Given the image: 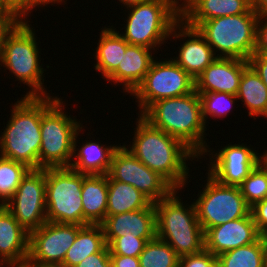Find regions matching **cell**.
I'll return each instance as SVG.
<instances>
[{
  "label": "cell",
  "instance_id": "6da1fadb",
  "mask_svg": "<svg viewBox=\"0 0 267 267\" xmlns=\"http://www.w3.org/2000/svg\"><path fill=\"white\" fill-rule=\"evenodd\" d=\"M138 117L132 145L125 148L177 191L183 189L189 178L186 160L199 157L180 140L152 126L141 115Z\"/></svg>",
  "mask_w": 267,
  "mask_h": 267
},
{
  "label": "cell",
  "instance_id": "7a4b0ae2",
  "mask_svg": "<svg viewBox=\"0 0 267 267\" xmlns=\"http://www.w3.org/2000/svg\"><path fill=\"white\" fill-rule=\"evenodd\" d=\"M141 116L183 142L198 157L210 152L204 140L207 128L202 117L201 98L195 90L183 96L157 100Z\"/></svg>",
  "mask_w": 267,
  "mask_h": 267
},
{
  "label": "cell",
  "instance_id": "3957f363",
  "mask_svg": "<svg viewBox=\"0 0 267 267\" xmlns=\"http://www.w3.org/2000/svg\"><path fill=\"white\" fill-rule=\"evenodd\" d=\"M0 137V156L39 169L42 97H22L13 104Z\"/></svg>",
  "mask_w": 267,
  "mask_h": 267
},
{
  "label": "cell",
  "instance_id": "277c9868",
  "mask_svg": "<svg viewBox=\"0 0 267 267\" xmlns=\"http://www.w3.org/2000/svg\"><path fill=\"white\" fill-rule=\"evenodd\" d=\"M29 21L19 19L12 23L2 34L0 62L9 72L30 87L25 97H49L44 85V75L34 29ZM43 76V77H42ZM43 78V79H42ZM42 80V81H41Z\"/></svg>",
  "mask_w": 267,
  "mask_h": 267
},
{
  "label": "cell",
  "instance_id": "5b68a950",
  "mask_svg": "<svg viewBox=\"0 0 267 267\" xmlns=\"http://www.w3.org/2000/svg\"><path fill=\"white\" fill-rule=\"evenodd\" d=\"M177 194L175 189L168 197L154 203L156 235L183 257L202 251L205 239L194 203L186 207Z\"/></svg>",
  "mask_w": 267,
  "mask_h": 267
},
{
  "label": "cell",
  "instance_id": "8992f818",
  "mask_svg": "<svg viewBox=\"0 0 267 267\" xmlns=\"http://www.w3.org/2000/svg\"><path fill=\"white\" fill-rule=\"evenodd\" d=\"M62 99L42 97L39 169L69 167L74 152V137L81 128L63 111Z\"/></svg>",
  "mask_w": 267,
  "mask_h": 267
},
{
  "label": "cell",
  "instance_id": "52a82bcc",
  "mask_svg": "<svg viewBox=\"0 0 267 267\" xmlns=\"http://www.w3.org/2000/svg\"><path fill=\"white\" fill-rule=\"evenodd\" d=\"M178 4V0H149L127 7L131 11L126 20L125 33L120 35L130 45L152 50L159 48L170 38L172 28L181 20Z\"/></svg>",
  "mask_w": 267,
  "mask_h": 267
},
{
  "label": "cell",
  "instance_id": "ba28073f",
  "mask_svg": "<svg viewBox=\"0 0 267 267\" xmlns=\"http://www.w3.org/2000/svg\"><path fill=\"white\" fill-rule=\"evenodd\" d=\"M257 13L216 17L202 21L196 29L211 46L217 58L249 60L256 43Z\"/></svg>",
  "mask_w": 267,
  "mask_h": 267
},
{
  "label": "cell",
  "instance_id": "9c48e42d",
  "mask_svg": "<svg viewBox=\"0 0 267 267\" xmlns=\"http://www.w3.org/2000/svg\"><path fill=\"white\" fill-rule=\"evenodd\" d=\"M83 173L70 167L46 168V217L48 222L83 226Z\"/></svg>",
  "mask_w": 267,
  "mask_h": 267
},
{
  "label": "cell",
  "instance_id": "30bf717a",
  "mask_svg": "<svg viewBox=\"0 0 267 267\" xmlns=\"http://www.w3.org/2000/svg\"><path fill=\"white\" fill-rule=\"evenodd\" d=\"M207 176V183L194 202L204 233L209 228L246 217L251 209L239 186L220 184L209 174Z\"/></svg>",
  "mask_w": 267,
  "mask_h": 267
},
{
  "label": "cell",
  "instance_id": "8fae6325",
  "mask_svg": "<svg viewBox=\"0 0 267 267\" xmlns=\"http://www.w3.org/2000/svg\"><path fill=\"white\" fill-rule=\"evenodd\" d=\"M172 59V60H171ZM153 60L141 84L131 94L138 99L140 115L155 101L190 94L195 80L173 58Z\"/></svg>",
  "mask_w": 267,
  "mask_h": 267
},
{
  "label": "cell",
  "instance_id": "7c38bea8",
  "mask_svg": "<svg viewBox=\"0 0 267 267\" xmlns=\"http://www.w3.org/2000/svg\"><path fill=\"white\" fill-rule=\"evenodd\" d=\"M108 175L115 181L134 186L152 203L168 197L175 188L158 172L138 160L125 144L115 150Z\"/></svg>",
  "mask_w": 267,
  "mask_h": 267
},
{
  "label": "cell",
  "instance_id": "4fadbf2b",
  "mask_svg": "<svg viewBox=\"0 0 267 267\" xmlns=\"http://www.w3.org/2000/svg\"><path fill=\"white\" fill-rule=\"evenodd\" d=\"M5 207L29 233L45 224L46 168L30 169Z\"/></svg>",
  "mask_w": 267,
  "mask_h": 267
},
{
  "label": "cell",
  "instance_id": "5bb4252c",
  "mask_svg": "<svg viewBox=\"0 0 267 267\" xmlns=\"http://www.w3.org/2000/svg\"><path fill=\"white\" fill-rule=\"evenodd\" d=\"M82 227L47 221L29 233L28 259L35 264L59 267Z\"/></svg>",
  "mask_w": 267,
  "mask_h": 267
},
{
  "label": "cell",
  "instance_id": "9a60e30c",
  "mask_svg": "<svg viewBox=\"0 0 267 267\" xmlns=\"http://www.w3.org/2000/svg\"><path fill=\"white\" fill-rule=\"evenodd\" d=\"M258 154L244 143L228 144L215 155L213 152L210 154V159H213L210 160L207 174L220 184L239 186L259 164Z\"/></svg>",
  "mask_w": 267,
  "mask_h": 267
},
{
  "label": "cell",
  "instance_id": "2e32d148",
  "mask_svg": "<svg viewBox=\"0 0 267 267\" xmlns=\"http://www.w3.org/2000/svg\"><path fill=\"white\" fill-rule=\"evenodd\" d=\"M261 236L251 212L243 218L209 228L204 233L205 249L219 256L227 251L256 242Z\"/></svg>",
  "mask_w": 267,
  "mask_h": 267
},
{
  "label": "cell",
  "instance_id": "e0dca14e",
  "mask_svg": "<svg viewBox=\"0 0 267 267\" xmlns=\"http://www.w3.org/2000/svg\"><path fill=\"white\" fill-rule=\"evenodd\" d=\"M106 245L116 237H140L151 241L156 235V212L154 203L147 208L125 212L117 215H106L100 224Z\"/></svg>",
  "mask_w": 267,
  "mask_h": 267
},
{
  "label": "cell",
  "instance_id": "ac0fdd59",
  "mask_svg": "<svg viewBox=\"0 0 267 267\" xmlns=\"http://www.w3.org/2000/svg\"><path fill=\"white\" fill-rule=\"evenodd\" d=\"M170 36L189 38L180 45L178 57L173 60L194 80L217 58L211 46L198 30L187 26L181 20L172 28Z\"/></svg>",
  "mask_w": 267,
  "mask_h": 267
},
{
  "label": "cell",
  "instance_id": "d6986e66",
  "mask_svg": "<svg viewBox=\"0 0 267 267\" xmlns=\"http://www.w3.org/2000/svg\"><path fill=\"white\" fill-rule=\"evenodd\" d=\"M248 60L216 58L195 80L197 93L221 92L237 95Z\"/></svg>",
  "mask_w": 267,
  "mask_h": 267
},
{
  "label": "cell",
  "instance_id": "ffe728a7",
  "mask_svg": "<svg viewBox=\"0 0 267 267\" xmlns=\"http://www.w3.org/2000/svg\"><path fill=\"white\" fill-rule=\"evenodd\" d=\"M180 1V0H178ZM182 1V0H181ZM180 5L181 21L196 28L202 21L216 17L256 13L253 0H183Z\"/></svg>",
  "mask_w": 267,
  "mask_h": 267
},
{
  "label": "cell",
  "instance_id": "44dd1931",
  "mask_svg": "<svg viewBox=\"0 0 267 267\" xmlns=\"http://www.w3.org/2000/svg\"><path fill=\"white\" fill-rule=\"evenodd\" d=\"M29 232L0 205V267H9L28 259Z\"/></svg>",
  "mask_w": 267,
  "mask_h": 267
},
{
  "label": "cell",
  "instance_id": "7402d4cb",
  "mask_svg": "<svg viewBox=\"0 0 267 267\" xmlns=\"http://www.w3.org/2000/svg\"><path fill=\"white\" fill-rule=\"evenodd\" d=\"M151 52L150 48L129 44L118 68L106 80L115 85L121 83L123 91L132 94L144 80L154 60Z\"/></svg>",
  "mask_w": 267,
  "mask_h": 267
},
{
  "label": "cell",
  "instance_id": "603a6c76",
  "mask_svg": "<svg viewBox=\"0 0 267 267\" xmlns=\"http://www.w3.org/2000/svg\"><path fill=\"white\" fill-rule=\"evenodd\" d=\"M82 129L83 128L81 126L74 137V159H72L69 167L79 173L87 175L108 174L112 156L119 146H106V144L101 145L99 144L100 142H93L92 140H90L89 142H84L82 146H80V149L77 148V151V137Z\"/></svg>",
  "mask_w": 267,
  "mask_h": 267
},
{
  "label": "cell",
  "instance_id": "cb8c5ba5",
  "mask_svg": "<svg viewBox=\"0 0 267 267\" xmlns=\"http://www.w3.org/2000/svg\"><path fill=\"white\" fill-rule=\"evenodd\" d=\"M83 226L100 225L107 212L108 174H83L82 185Z\"/></svg>",
  "mask_w": 267,
  "mask_h": 267
},
{
  "label": "cell",
  "instance_id": "d4e9b609",
  "mask_svg": "<svg viewBox=\"0 0 267 267\" xmlns=\"http://www.w3.org/2000/svg\"><path fill=\"white\" fill-rule=\"evenodd\" d=\"M97 45L95 70L107 79L118 68L129 43L111 26L101 30Z\"/></svg>",
  "mask_w": 267,
  "mask_h": 267
},
{
  "label": "cell",
  "instance_id": "484cf974",
  "mask_svg": "<svg viewBox=\"0 0 267 267\" xmlns=\"http://www.w3.org/2000/svg\"><path fill=\"white\" fill-rule=\"evenodd\" d=\"M236 96L244 102L250 117L267 118V87L250 65L242 73Z\"/></svg>",
  "mask_w": 267,
  "mask_h": 267
},
{
  "label": "cell",
  "instance_id": "4316f807",
  "mask_svg": "<svg viewBox=\"0 0 267 267\" xmlns=\"http://www.w3.org/2000/svg\"><path fill=\"white\" fill-rule=\"evenodd\" d=\"M152 202L130 184L113 180L108 175V203L106 215H117L147 208Z\"/></svg>",
  "mask_w": 267,
  "mask_h": 267
},
{
  "label": "cell",
  "instance_id": "83f0119b",
  "mask_svg": "<svg viewBox=\"0 0 267 267\" xmlns=\"http://www.w3.org/2000/svg\"><path fill=\"white\" fill-rule=\"evenodd\" d=\"M106 246L101 225L83 226L68 249L63 263L59 267H75L87 256L100 252Z\"/></svg>",
  "mask_w": 267,
  "mask_h": 267
},
{
  "label": "cell",
  "instance_id": "f1b7e54d",
  "mask_svg": "<svg viewBox=\"0 0 267 267\" xmlns=\"http://www.w3.org/2000/svg\"><path fill=\"white\" fill-rule=\"evenodd\" d=\"M217 267H267L261 238L217 256Z\"/></svg>",
  "mask_w": 267,
  "mask_h": 267
},
{
  "label": "cell",
  "instance_id": "f546056e",
  "mask_svg": "<svg viewBox=\"0 0 267 267\" xmlns=\"http://www.w3.org/2000/svg\"><path fill=\"white\" fill-rule=\"evenodd\" d=\"M138 258L140 267H178L180 259L168 243L157 237L146 243Z\"/></svg>",
  "mask_w": 267,
  "mask_h": 267
},
{
  "label": "cell",
  "instance_id": "4dcf8cb0",
  "mask_svg": "<svg viewBox=\"0 0 267 267\" xmlns=\"http://www.w3.org/2000/svg\"><path fill=\"white\" fill-rule=\"evenodd\" d=\"M29 170L24 163L0 156V205L4 206L12 198Z\"/></svg>",
  "mask_w": 267,
  "mask_h": 267
},
{
  "label": "cell",
  "instance_id": "1f68e13d",
  "mask_svg": "<svg viewBox=\"0 0 267 267\" xmlns=\"http://www.w3.org/2000/svg\"><path fill=\"white\" fill-rule=\"evenodd\" d=\"M239 188L246 203L252 207L256 202L267 198V173L258 164Z\"/></svg>",
  "mask_w": 267,
  "mask_h": 267
},
{
  "label": "cell",
  "instance_id": "d6a6232c",
  "mask_svg": "<svg viewBox=\"0 0 267 267\" xmlns=\"http://www.w3.org/2000/svg\"><path fill=\"white\" fill-rule=\"evenodd\" d=\"M198 94L201 98L202 117L205 124H207L206 118L209 115L214 118L228 115L227 113L230 112L232 105L237 101V96L229 93L209 92Z\"/></svg>",
  "mask_w": 267,
  "mask_h": 267
},
{
  "label": "cell",
  "instance_id": "836d02e7",
  "mask_svg": "<svg viewBox=\"0 0 267 267\" xmlns=\"http://www.w3.org/2000/svg\"><path fill=\"white\" fill-rule=\"evenodd\" d=\"M148 241L140 237H116L109 244L110 255L139 257Z\"/></svg>",
  "mask_w": 267,
  "mask_h": 267
},
{
  "label": "cell",
  "instance_id": "e575fe53",
  "mask_svg": "<svg viewBox=\"0 0 267 267\" xmlns=\"http://www.w3.org/2000/svg\"><path fill=\"white\" fill-rule=\"evenodd\" d=\"M178 267H217V256L204 248L198 253L180 257Z\"/></svg>",
  "mask_w": 267,
  "mask_h": 267
},
{
  "label": "cell",
  "instance_id": "d590c367",
  "mask_svg": "<svg viewBox=\"0 0 267 267\" xmlns=\"http://www.w3.org/2000/svg\"><path fill=\"white\" fill-rule=\"evenodd\" d=\"M7 6L19 17L25 19L28 16V12L31 14V10L39 5L50 4L47 0H4Z\"/></svg>",
  "mask_w": 267,
  "mask_h": 267
},
{
  "label": "cell",
  "instance_id": "8d00e7d4",
  "mask_svg": "<svg viewBox=\"0 0 267 267\" xmlns=\"http://www.w3.org/2000/svg\"><path fill=\"white\" fill-rule=\"evenodd\" d=\"M75 267H112L108 245L100 252L87 256Z\"/></svg>",
  "mask_w": 267,
  "mask_h": 267
},
{
  "label": "cell",
  "instance_id": "74e56055",
  "mask_svg": "<svg viewBox=\"0 0 267 267\" xmlns=\"http://www.w3.org/2000/svg\"><path fill=\"white\" fill-rule=\"evenodd\" d=\"M254 223L262 234L267 231V198L256 202L250 209Z\"/></svg>",
  "mask_w": 267,
  "mask_h": 267
},
{
  "label": "cell",
  "instance_id": "f35d334b",
  "mask_svg": "<svg viewBox=\"0 0 267 267\" xmlns=\"http://www.w3.org/2000/svg\"><path fill=\"white\" fill-rule=\"evenodd\" d=\"M254 53L267 54V15L258 16Z\"/></svg>",
  "mask_w": 267,
  "mask_h": 267
},
{
  "label": "cell",
  "instance_id": "ab89813d",
  "mask_svg": "<svg viewBox=\"0 0 267 267\" xmlns=\"http://www.w3.org/2000/svg\"><path fill=\"white\" fill-rule=\"evenodd\" d=\"M248 62L267 87V54L253 53Z\"/></svg>",
  "mask_w": 267,
  "mask_h": 267
},
{
  "label": "cell",
  "instance_id": "60d3db41",
  "mask_svg": "<svg viewBox=\"0 0 267 267\" xmlns=\"http://www.w3.org/2000/svg\"><path fill=\"white\" fill-rule=\"evenodd\" d=\"M112 267H140L138 257L110 255Z\"/></svg>",
  "mask_w": 267,
  "mask_h": 267
},
{
  "label": "cell",
  "instance_id": "b9f144b4",
  "mask_svg": "<svg viewBox=\"0 0 267 267\" xmlns=\"http://www.w3.org/2000/svg\"><path fill=\"white\" fill-rule=\"evenodd\" d=\"M253 9L258 16L267 15V0H253Z\"/></svg>",
  "mask_w": 267,
  "mask_h": 267
},
{
  "label": "cell",
  "instance_id": "7bdbcfd3",
  "mask_svg": "<svg viewBox=\"0 0 267 267\" xmlns=\"http://www.w3.org/2000/svg\"><path fill=\"white\" fill-rule=\"evenodd\" d=\"M19 17H0V44H1V37L4 31L14 22L19 20Z\"/></svg>",
  "mask_w": 267,
  "mask_h": 267
},
{
  "label": "cell",
  "instance_id": "ee69618b",
  "mask_svg": "<svg viewBox=\"0 0 267 267\" xmlns=\"http://www.w3.org/2000/svg\"><path fill=\"white\" fill-rule=\"evenodd\" d=\"M0 17H18L5 3L4 0H0Z\"/></svg>",
  "mask_w": 267,
  "mask_h": 267
},
{
  "label": "cell",
  "instance_id": "f6af8a7d",
  "mask_svg": "<svg viewBox=\"0 0 267 267\" xmlns=\"http://www.w3.org/2000/svg\"><path fill=\"white\" fill-rule=\"evenodd\" d=\"M9 267H53V266L35 264V263H32L29 259H26V260L21 261L18 264H14Z\"/></svg>",
  "mask_w": 267,
  "mask_h": 267
},
{
  "label": "cell",
  "instance_id": "bcb514c9",
  "mask_svg": "<svg viewBox=\"0 0 267 267\" xmlns=\"http://www.w3.org/2000/svg\"><path fill=\"white\" fill-rule=\"evenodd\" d=\"M119 1L120 3H122V5L124 4L123 6L130 7L133 5H138V4L147 2L149 0H119Z\"/></svg>",
  "mask_w": 267,
  "mask_h": 267
},
{
  "label": "cell",
  "instance_id": "7dc6e473",
  "mask_svg": "<svg viewBox=\"0 0 267 267\" xmlns=\"http://www.w3.org/2000/svg\"><path fill=\"white\" fill-rule=\"evenodd\" d=\"M259 165L265 170L267 173V150L263 153L259 158Z\"/></svg>",
  "mask_w": 267,
  "mask_h": 267
},
{
  "label": "cell",
  "instance_id": "c3c4849f",
  "mask_svg": "<svg viewBox=\"0 0 267 267\" xmlns=\"http://www.w3.org/2000/svg\"><path fill=\"white\" fill-rule=\"evenodd\" d=\"M260 238L264 246L265 261H266V266H267V231L262 233Z\"/></svg>",
  "mask_w": 267,
  "mask_h": 267
},
{
  "label": "cell",
  "instance_id": "681fc988",
  "mask_svg": "<svg viewBox=\"0 0 267 267\" xmlns=\"http://www.w3.org/2000/svg\"><path fill=\"white\" fill-rule=\"evenodd\" d=\"M49 3H54L55 4V2L58 4V3H61V2H63L64 0H47Z\"/></svg>",
  "mask_w": 267,
  "mask_h": 267
}]
</instances>
